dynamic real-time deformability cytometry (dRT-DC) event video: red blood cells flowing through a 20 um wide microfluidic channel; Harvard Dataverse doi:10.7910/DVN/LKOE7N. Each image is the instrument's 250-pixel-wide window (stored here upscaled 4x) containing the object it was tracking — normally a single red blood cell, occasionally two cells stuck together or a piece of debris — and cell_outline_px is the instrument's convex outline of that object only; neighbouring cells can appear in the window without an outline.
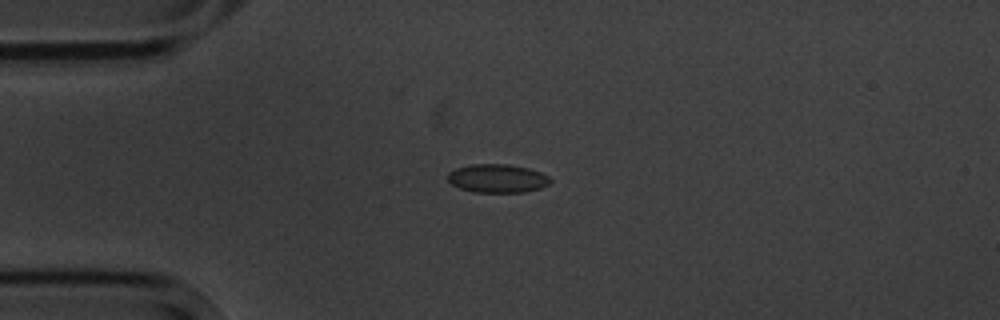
{"species": "common noctule bat (a hibernating species)", "species_latin": "Nyctalus noctula", "temperature_condition": "cold", "stored_images_in_passage": 9, "camera_frame_rate_fps": 3000, "um_per_image_px": 0.085, "animal": {"sex": "male", "body_mass_g": 20.1, "forearm_length_mm": 53.5}, "frame": {"image": 1, "passage_image": 4, "time_ms": 3.667, "image_size_px": [1000, 320], "cell_outline_px": [[552, 180], [548, 184], [540, 188], [524, 192], [476, 192], [460, 188], [452, 184], [448, 180], [448, 172], [456, 168], [468, 164], [508, 164], [528, 168], [540, 172], [548, 176]], "centroid_in_image_um": [42.27, 15.15], "position_along_channel_um": 42.7, "area_um2": 16.99}}
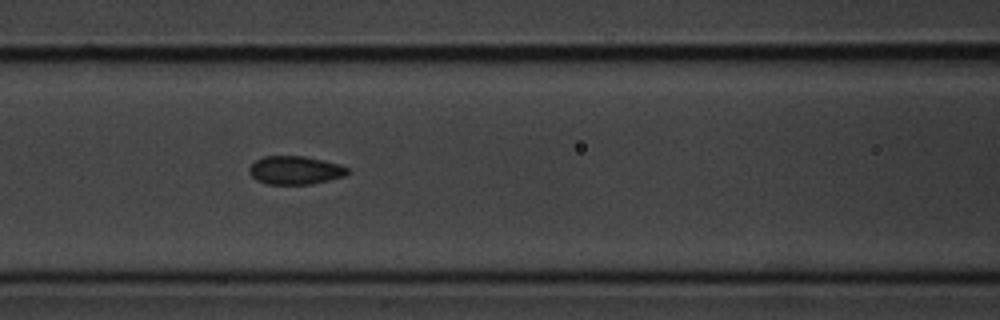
{"frame": {"image": 2, "passage_image": 7, "time_ms": 7.0, "image_size_px": [1000, 320], "cell_outline_px": [[348, 172], [344, 176], [312, 184], [268, 184], [256, 180], [248, 172], [248, 168], [256, 160], [264, 156], [304, 156], [340, 164], [348, 168]], "centroid_in_image_um": [25.07, 14.47], "position_along_channel_um": 141.5, "area_um2": 16.18}}
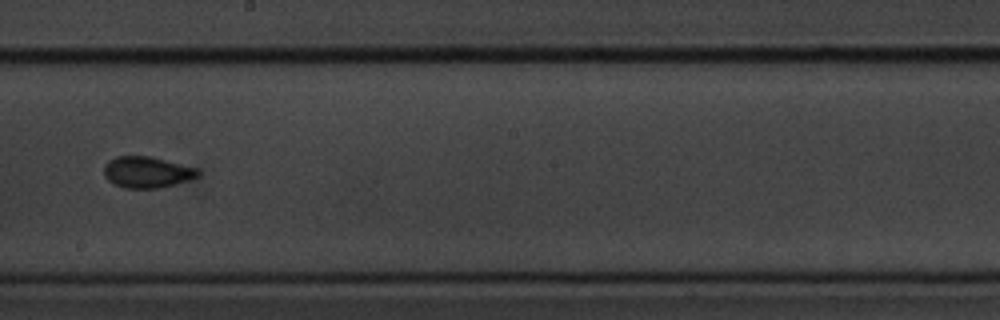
{"frame": {"image": 3, "passage_image": 9, "time_ms": 9.667, "image_size_px": [1000, 320], "cell_outline_px": [[200, 176], [176, 184], [160, 188], [124, 188], [108, 180], [104, 176], [104, 164], [108, 160], [116, 156], [152, 156], [196, 168], [200, 172]], "centroid_in_image_um": [12.49, 14.63], "position_along_channel_um": 235.7, "area_um2": 17.22}}